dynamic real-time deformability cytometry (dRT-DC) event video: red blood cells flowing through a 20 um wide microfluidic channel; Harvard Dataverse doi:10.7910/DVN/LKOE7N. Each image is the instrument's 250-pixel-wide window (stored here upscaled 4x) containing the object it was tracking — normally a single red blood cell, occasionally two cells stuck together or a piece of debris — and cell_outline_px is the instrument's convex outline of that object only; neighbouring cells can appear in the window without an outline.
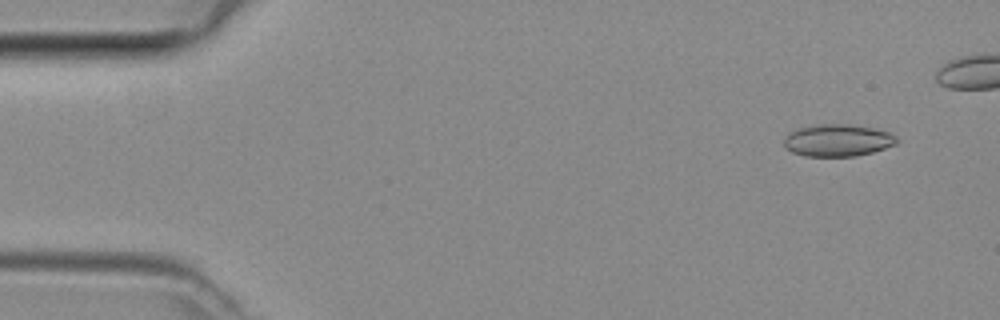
{"species": "common noctule bat (a hibernating species)", "species_latin": "Nyctalus noctula", "temperature_condition": "room temperature", "stored_images_in_passage": 41, "camera_frame_rate_fps": 3000, "um_per_image_px": 0.085, "animal": {"sex": "female", "body_mass_g": 29.2, "forearm_length_mm": 56.3}, "frame": {"image": 1, "passage_image": 4, "time_ms": 1.0, "image_size_px": [1000, 320], "cell_outline_px": [[900, 140], [896, 144], [872, 152], [856, 156], [804, 156], [792, 152], [784, 148], [784, 136], [788, 132], [800, 128], [820, 124], [848, 124], [872, 128], [888, 132], [896, 136]], "centroid_in_image_um": [71.18, 11.93], "position_along_channel_um": 13.8, "area_um2": 21.15}}
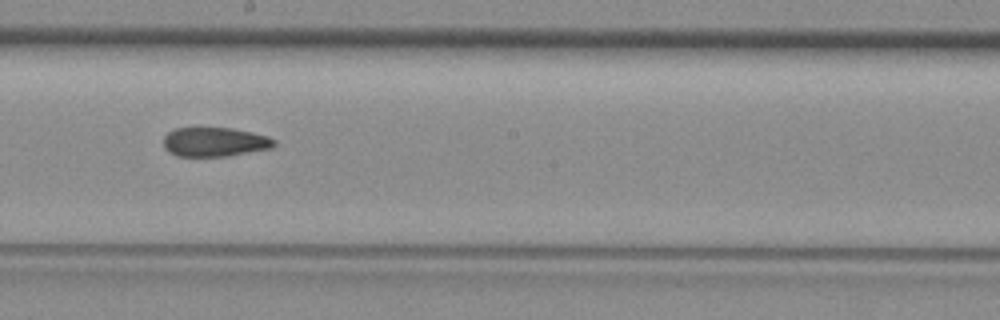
{"frame": {"image": 2, "passage_image": 26, "time_ms": 8.333, "image_size_px": [1000, 320], "cell_outline_px": [[276, 144], [268, 148], [228, 156], [176, 156], [168, 152], [164, 148], [164, 136], [168, 132], [176, 128], [232, 128], [252, 132], [268, 136], [276, 140]], "centroid_in_image_um": [18.22, 12.06], "position_along_channel_um": 230.0, "area_um2": 18.79}}
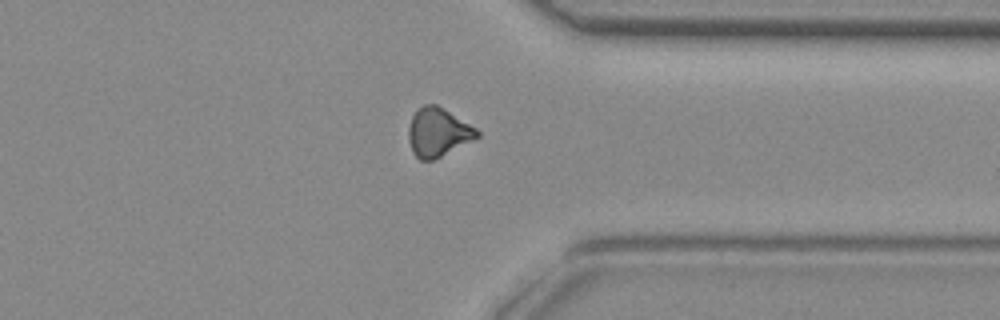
{"frame": {"image": 3, "passage_image": 36, "time_ms": 11.667, "image_size_px": [1000, 320], "cell_outline_px": [[480, 136], [432, 160], [420, 160], [412, 152], [408, 140], [408, 128], [412, 116], [424, 104], [436, 104], [476, 128], [480, 132]], "centroid_in_image_um": [37.2, 11.24], "position_along_channel_um": 374.2, "area_um2": 19.07}}